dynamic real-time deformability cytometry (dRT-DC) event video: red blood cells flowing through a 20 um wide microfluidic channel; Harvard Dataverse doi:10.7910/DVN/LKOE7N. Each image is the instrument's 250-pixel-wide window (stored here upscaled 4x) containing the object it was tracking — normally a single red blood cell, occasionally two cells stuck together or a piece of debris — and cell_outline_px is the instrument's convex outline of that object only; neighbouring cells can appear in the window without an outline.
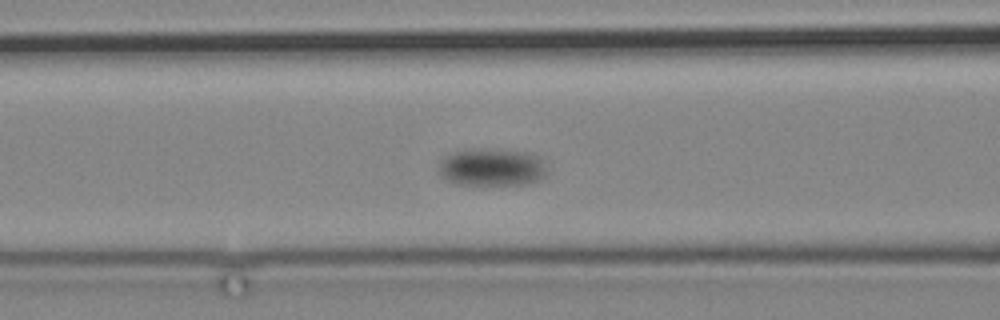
{"species": "common noctule bat (a hibernating species)", "species_latin": "Nyctalus noctula", "temperature_condition": "cold", "stored_images_in_passage": 17, "camera_frame_rate_fps": 3000, "um_per_image_px": 0.085, "animal": {"sex": "male", "body_mass_g": 19.2, "forearm_length_mm": 51.8}, "frame": {"image": 1, "passage_image": 15, "time_ms": 17.333, "image_size_px": [1000, 320], "cell_outline_px": [[544, 176], [528, 184], [456, 184], [440, 176], [436, 172], [436, 164], [444, 156], [452, 152], [476, 148], [492, 148], [528, 152], [544, 156]], "centroid_in_image_um": [41.75, 14.18], "position_along_channel_um": 124.9, "area_um2": 24.28}}
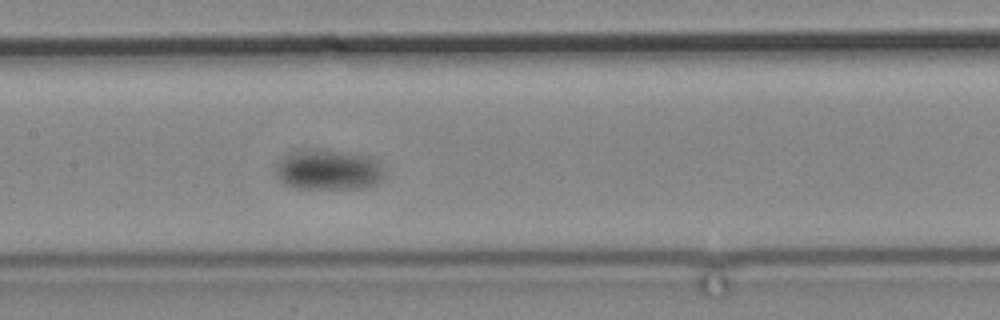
{"frame": {"image": 2, "passage_image": 17, "time_ms": 19.667, "image_size_px": [1000, 320], "cell_outline_px": [[384, 176], [376, 184], [364, 188], [296, 188], [280, 184], [276, 180], [276, 164], [284, 156], [292, 152], [348, 152], [372, 156], [380, 164]], "centroid_in_image_um": [27.9, 14.48], "position_along_channel_um": 179.5, "area_um2": 25.14}}